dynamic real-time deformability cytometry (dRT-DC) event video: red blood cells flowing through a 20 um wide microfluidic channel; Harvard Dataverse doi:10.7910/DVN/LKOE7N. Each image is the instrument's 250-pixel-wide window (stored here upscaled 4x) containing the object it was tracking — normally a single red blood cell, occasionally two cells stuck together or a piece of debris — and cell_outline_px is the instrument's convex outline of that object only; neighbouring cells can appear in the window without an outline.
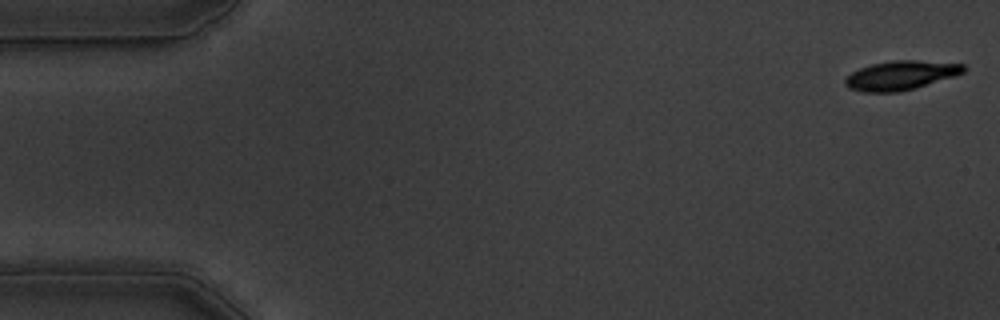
{"species": "common noctule bat (a hibernating species)", "species_latin": "Nyctalus noctula", "temperature_condition": "warm", "stored_images_in_passage": 56, "camera_frame_rate_fps": 3000, "um_per_image_px": 0.085, "animal": {"sex": "male", "body_mass_g": 19.5, "forearm_length_mm": 54.6}, "frame": {"image": 1, "passage_image": 1, "time_ms": 0.0, "image_size_px": [1000, 320], "cell_outline_px": [[964, 72], [916, 88], [900, 92], [864, 92], [848, 88], [844, 84], [844, 80], [852, 72], [860, 68], [872, 64], [892, 60], [916, 60], [964, 64]], "centroid_in_image_um": [76.52, 6.41], "position_along_channel_um": 8.5, "area_um2": 19.94}}
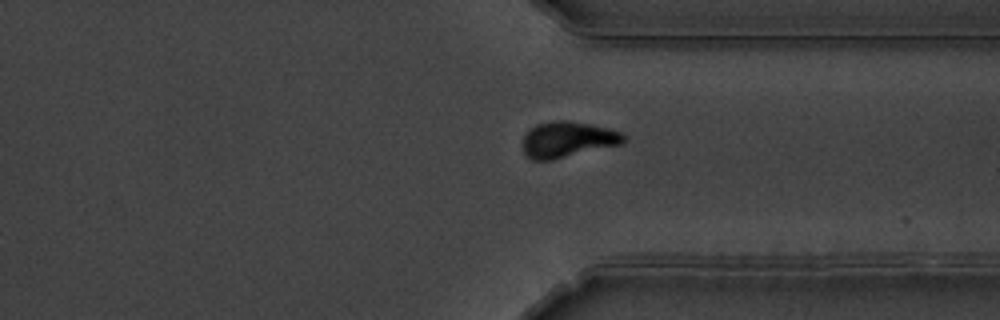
{"frame": {"image": 2, "passage_image": 42, "time_ms": 13.667, "image_size_px": [1000, 320], "cell_outline_px": [[624, 144], [552, 160], [532, 160], [524, 152], [524, 136], [528, 128], [536, 124], [552, 120], [568, 120], [608, 128], [620, 132], [624, 136]], "centroid_in_image_um": [48.24, 11.85], "position_along_channel_um": 363.2, "area_um2": 21.15}}
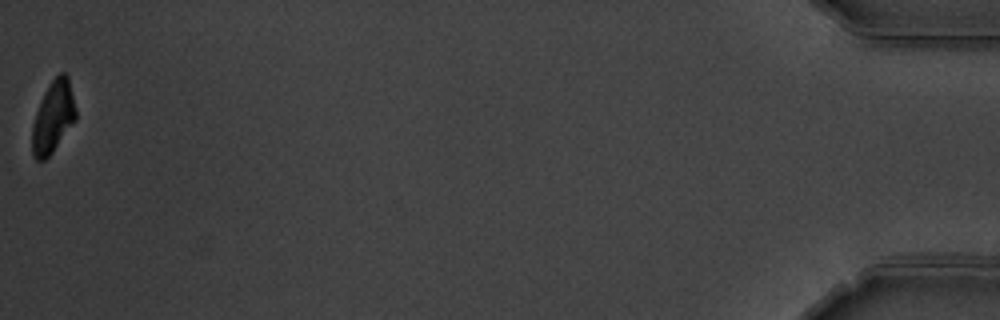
{"frame": {"image": 3, "passage_image": 56, "time_ms": 18.333, "image_size_px": [1000, 320], "cell_outline_px": [[76, 120], [52, 152], [44, 160], [36, 160], [32, 156], [32, 124], [36, 112], [44, 92], [48, 84], [60, 72], [64, 72], [68, 76], [76, 112]], "centroid_in_image_um": [4.5, 9.94], "position_along_channel_um": 430.7, "area_um2": 18.15}, "authors_computed_cell_mechanics": {"area_um2": 20.8369, "velocity_mm_per_s": 3.5653, "shape_relaxation_time_tau1_ms": 2.811, "shape_relaxation_time_tau2_ms": 7.2547, "deformation_change_tau1": 0.1175, "deformation_change_tau2": 0.1152}}